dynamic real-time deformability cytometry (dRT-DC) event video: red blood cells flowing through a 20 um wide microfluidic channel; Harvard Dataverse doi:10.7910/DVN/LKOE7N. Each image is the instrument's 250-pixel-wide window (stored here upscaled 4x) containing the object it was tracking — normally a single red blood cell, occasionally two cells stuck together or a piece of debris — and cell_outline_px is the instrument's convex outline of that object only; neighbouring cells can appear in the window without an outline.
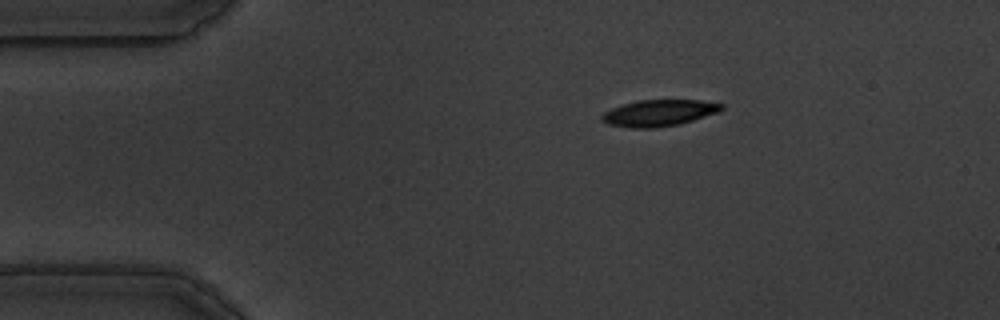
{"species": "common noctule bat (a hibernating species)", "species_latin": "Nyctalus noctula", "temperature_condition": "warm", "stored_images_in_passage": 48, "camera_frame_rate_fps": 3000, "um_per_image_px": 0.085, "animal": {"sex": "male", "body_mass_g": 19.5, "forearm_length_mm": 54.6}, "frame": {"image": 1, "passage_image": 1, "time_ms": 0.0, "image_size_px": [1000, 320], "cell_outline_px": [[724, 108], [720, 112], [680, 124], [652, 128], [628, 128], [608, 124], [600, 120], [600, 116], [604, 112], [612, 108], [636, 100], [700, 100], [724, 104]], "centroid_in_image_um": [56.01, 9.6], "position_along_channel_um": 29.0, "area_um2": 18.61}}
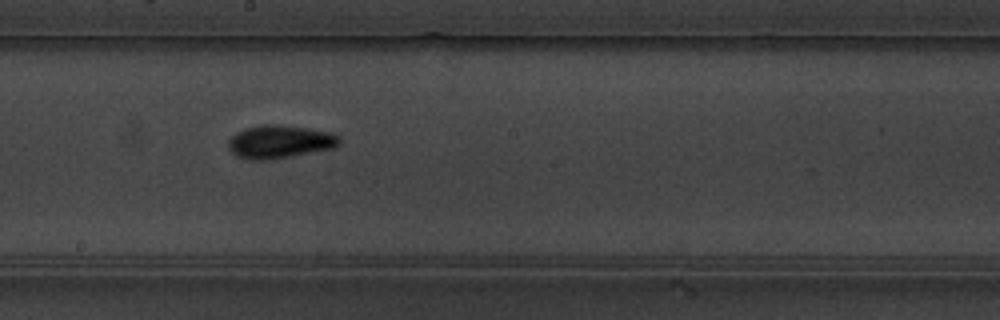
{"frame": {"image": 2, "passage_image": 22, "time_ms": 7.0, "image_size_px": [1000, 320], "cell_outline_px": [[340, 144], [336, 148], [292, 156], [264, 160], [252, 160], [240, 156], [232, 152], [228, 144], [228, 140], [236, 132], [244, 128], [260, 124], [276, 124], [308, 128], [328, 132], [340, 136]], "centroid_in_image_um": [23.8, 12.03], "position_along_channel_um": 224.4, "area_um2": 21.44}}
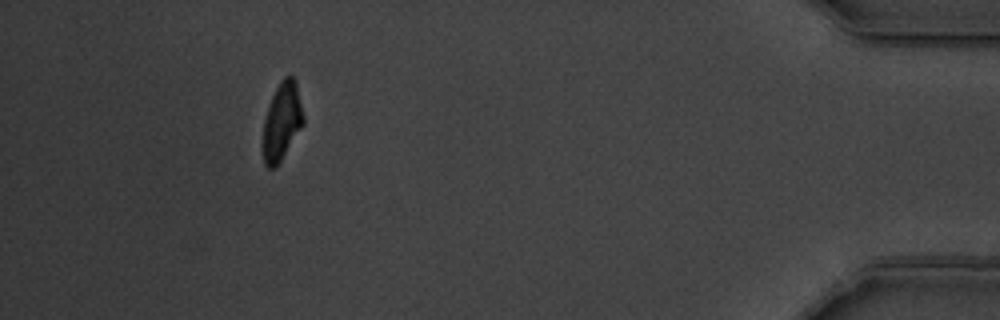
{"frame": {"image": 3, "passage_image": 43, "time_ms": 14.0, "image_size_px": [1000, 320], "cell_outline_px": [[304, 124], [280, 160], [272, 168], [268, 168], [264, 164], [260, 144], [264, 120], [268, 104], [280, 80], [284, 76], [292, 76], [296, 80], [304, 116]], "centroid_in_image_um": [23.93, 10.31], "position_along_channel_um": 411.3, "area_um2": 18.61}, "authors_computed_cell_mechanics": {"area_um2": 19.3341, "velocity_mm_per_s": 3.5333, "shape_relaxation_time_tau1_ms": 4.5367, "shape_relaxation_time_tau2_ms": 2.6067, "deformation_change_tau1": 0.1746, "deformation_change_tau2": 0.0813}}